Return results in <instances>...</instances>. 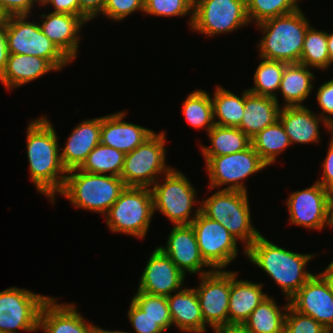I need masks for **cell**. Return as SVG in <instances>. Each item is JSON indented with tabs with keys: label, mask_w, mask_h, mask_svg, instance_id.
Segmentation results:
<instances>
[{
	"label": "cell",
	"mask_w": 333,
	"mask_h": 333,
	"mask_svg": "<svg viewBox=\"0 0 333 333\" xmlns=\"http://www.w3.org/2000/svg\"><path fill=\"white\" fill-rule=\"evenodd\" d=\"M47 116L31 120L27 127V157L30 179L37 191L55 202L63 189L67 170L64 168L58 137Z\"/></svg>",
	"instance_id": "cell-1"
},
{
	"label": "cell",
	"mask_w": 333,
	"mask_h": 333,
	"mask_svg": "<svg viewBox=\"0 0 333 333\" xmlns=\"http://www.w3.org/2000/svg\"><path fill=\"white\" fill-rule=\"evenodd\" d=\"M327 48L330 58V65L333 63V33H327Z\"/></svg>",
	"instance_id": "cell-52"
},
{
	"label": "cell",
	"mask_w": 333,
	"mask_h": 333,
	"mask_svg": "<svg viewBox=\"0 0 333 333\" xmlns=\"http://www.w3.org/2000/svg\"><path fill=\"white\" fill-rule=\"evenodd\" d=\"M125 153L99 143L87 156L79 170L120 177L125 160Z\"/></svg>",
	"instance_id": "cell-33"
},
{
	"label": "cell",
	"mask_w": 333,
	"mask_h": 333,
	"mask_svg": "<svg viewBox=\"0 0 333 333\" xmlns=\"http://www.w3.org/2000/svg\"><path fill=\"white\" fill-rule=\"evenodd\" d=\"M157 180L151 188L154 213L161 212L174 226L190 225L200 212V206L192 214L194 204L198 205L196 189L188 178L177 169L172 168L163 178Z\"/></svg>",
	"instance_id": "cell-7"
},
{
	"label": "cell",
	"mask_w": 333,
	"mask_h": 333,
	"mask_svg": "<svg viewBox=\"0 0 333 333\" xmlns=\"http://www.w3.org/2000/svg\"><path fill=\"white\" fill-rule=\"evenodd\" d=\"M165 132H154L141 145L125 155L120 177L127 187L151 188L158 177L172 169L165 161Z\"/></svg>",
	"instance_id": "cell-8"
},
{
	"label": "cell",
	"mask_w": 333,
	"mask_h": 333,
	"mask_svg": "<svg viewBox=\"0 0 333 333\" xmlns=\"http://www.w3.org/2000/svg\"><path fill=\"white\" fill-rule=\"evenodd\" d=\"M96 333H129V332H127V331H118V330L110 331V330L99 328Z\"/></svg>",
	"instance_id": "cell-53"
},
{
	"label": "cell",
	"mask_w": 333,
	"mask_h": 333,
	"mask_svg": "<svg viewBox=\"0 0 333 333\" xmlns=\"http://www.w3.org/2000/svg\"><path fill=\"white\" fill-rule=\"evenodd\" d=\"M131 300L165 331L173 325L167 297L137 291Z\"/></svg>",
	"instance_id": "cell-38"
},
{
	"label": "cell",
	"mask_w": 333,
	"mask_h": 333,
	"mask_svg": "<svg viewBox=\"0 0 333 333\" xmlns=\"http://www.w3.org/2000/svg\"><path fill=\"white\" fill-rule=\"evenodd\" d=\"M205 162L209 175V190L227 184L229 186L223 190L247 192L244 179L268 167L252 145L237 153L205 159Z\"/></svg>",
	"instance_id": "cell-12"
},
{
	"label": "cell",
	"mask_w": 333,
	"mask_h": 333,
	"mask_svg": "<svg viewBox=\"0 0 333 333\" xmlns=\"http://www.w3.org/2000/svg\"><path fill=\"white\" fill-rule=\"evenodd\" d=\"M313 81L315 75L307 66L300 63L287 64L279 88L285 101L281 107L304 106L303 102L313 90Z\"/></svg>",
	"instance_id": "cell-28"
},
{
	"label": "cell",
	"mask_w": 333,
	"mask_h": 333,
	"mask_svg": "<svg viewBox=\"0 0 333 333\" xmlns=\"http://www.w3.org/2000/svg\"><path fill=\"white\" fill-rule=\"evenodd\" d=\"M263 31L258 43L260 58L287 64L300 63L307 29L311 26L301 8L256 25Z\"/></svg>",
	"instance_id": "cell-3"
},
{
	"label": "cell",
	"mask_w": 333,
	"mask_h": 333,
	"mask_svg": "<svg viewBox=\"0 0 333 333\" xmlns=\"http://www.w3.org/2000/svg\"><path fill=\"white\" fill-rule=\"evenodd\" d=\"M106 0H79L80 17L87 23L104 10Z\"/></svg>",
	"instance_id": "cell-46"
},
{
	"label": "cell",
	"mask_w": 333,
	"mask_h": 333,
	"mask_svg": "<svg viewBox=\"0 0 333 333\" xmlns=\"http://www.w3.org/2000/svg\"><path fill=\"white\" fill-rule=\"evenodd\" d=\"M327 284L329 290L333 293V267L329 264L324 271L318 274Z\"/></svg>",
	"instance_id": "cell-51"
},
{
	"label": "cell",
	"mask_w": 333,
	"mask_h": 333,
	"mask_svg": "<svg viewBox=\"0 0 333 333\" xmlns=\"http://www.w3.org/2000/svg\"><path fill=\"white\" fill-rule=\"evenodd\" d=\"M208 136L210 147L199 145L204 159L237 153L251 145V139L238 127L214 125L208 132Z\"/></svg>",
	"instance_id": "cell-29"
},
{
	"label": "cell",
	"mask_w": 333,
	"mask_h": 333,
	"mask_svg": "<svg viewBox=\"0 0 333 333\" xmlns=\"http://www.w3.org/2000/svg\"><path fill=\"white\" fill-rule=\"evenodd\" d=\"M237 276L238 272L231 271L228 324H243L253 310L268 297L262 292V283L238 280Z\"/></svg>",
	"instance_id": "cell-25"
},
{
	"label": "cell",
	"mask_w": 333,
	"mask_h": 333,
	"mask_svg": "<svg viewBox=\"0 0 333 333\" xmlns=\"http://www.w3.org/2000/svg\"><path fill=\"white\" fill-rule=\"evenodd\" d=\"M248 24L246 0H194L191 29L195 33L213 37Z\"/></svg>",
	"instance_id": "cell-10"
},
{
	"label": "cell",
	"mask_w": 333,
	"mask_h": 333,
	"mask_svg": "<svg viewBox=\"0 0 333 333\" xmlns=\"http://www.w3.org/2000/svg\"><path fill=\"white\" fill-rule=\"evenodd\" d=\"M246 257L281 287L286 301L313 276L305 267L314 254L286 250L262 234L246 249Z\"/></svg>",
	"instance_id": "cell-2"
},
{
	"label": "cell",
	"mask_w": 333,
	"mask_h": 333,
	"mask_svg": "<svg viewBox=\"0 0 333 333\" xmlns=\"http://www.w3.org/2000/svg\"><path fill=\"white\" fill-rule=\"evenodd\" d=\"M101 117L86 119L79 123L69 135L60 152L61 161L67 171L79 169L89 153L100 143Z\"/></svg>",
	"instance_id": "cell-22"
},
{
	"label": "cell",
	"mask_w": 333,
	"mask_h": 333,
	"mask_svg": "<svg viewBox=\"0 0 333 333\" xmlns=\"http://www.w3.org/2000/svg\"><path fill=\"white\" fill-rule=\"evenodd\" d=\"M333 227V189L329 190L326 202V222L325 226Z\"/></svg>",
	"instance_id": "cell-50"
},
{
	"label": "cell",
	"mask_w": 333,
	"mask_h": 333,
	"mask_svg": "<svg viewBox=\"0 0 333 333\" xmlns=\"http://www.w3.org/2000/svg\"><path fill=\"white\" fill-rule=\"evenodd\" d=\"M128 319L136 333H163L165 330L150 316L142 311L132 300Z\"/></svg>",
	"instance_id": "cell-42"
},
{
	"label": "cell",
	"mask_w": 333,
	"mask_h": 333,
	"mask_svg": "<svg viewBox=\"0 0 333 333\" xmlns=\"http://www.w3.org/2000/svg\"><path fill=\"white\" fill-rule=\"evenodd\" d=\"M35 3V0H0V16H29Z\"/></svg>",
	"instance_id": "cell-44"
},
{
	"label": "cell",
	"mask_w": 333,
	"mask_h": 333,
	"mask_svg": "<svg viewBox=\"0 0 333 333\" xmlns=\"http://www.w3.org/2000/svg\"><path fill=\"white\" fill-rule=\"evenodd\" d=\"M172 323L183 332L205 333L206 325L194 288H182L167 297Z\"/></svg>",
	"instance_id": "cell-24"
},
{
	"label": "cell",
	"mask_w": 333,
	"mask_h": 333,
	"mask_svg": "<svg viewBox=\"0 0 333 333\" xmlns=\"http://www.w3.org/2000/svg\"><path fill=\"white\" fill-rule=\"evenodd\" d=\"M289 300L282 308L268 296L243 323L252 333H283ZM283 310V311H282ZM284 312V313H283Z\"/></svg>",
	"instance_id": "cell-30"
},
{
	"label": "cell",
	"mask_w": 333,
	"mask_h": 333,
	"mask_svg": "<svg viewBox=\"0 0 333 333\" xmlns=\"http://www.w3.org/2000/svg\"><path fill=\"white\" fill-rule=\"evenodd\" d=\"M125 111L101 117L100 143L127 154L141 145L153 130L123 121Z\"/></svg>",
	"instance_id": "cell-20"
},
{
	"label": "cell",
	"mask_w": 333,
	"mask_h": 333,
	"mask_svg": "<svg viewBox=\"0 0 333 333\" xmlns=\"http://www.w3.org/2000/svg\"><path fill=\"white\" fill-rule=\"evenodd\" d=\"M125 188L121 177L73 169L67 171L63 189L59 194L78 209L105 215Z\"/></svg>",
	"instance_id": "cell-4"
},
{
	"label": "cell",
	"mask_w": 333,
	"mask_h": 333,
	"mask_svg": "<svg viewBox=\"0 0 333 333\" xmlns=\"http://www.w3.org/2000/svg\"><path fill=\"white\" fill-rule=\"evenodd\" d=\"M214 333H252L244 324H228L220 327Z\"/></svg>",
	"instance_id": "cell-49"
},
{
	"label": "cell",
	"mask_w": 333,
	"mask_h": 333,
	"mask_svg": "<svg viewBox=\"0 0 333 333\" xmlns=\"http://www.w3.org/2000/svg\"><path fill=\"white\" fill-rule=\"evenodd\" d=\"M194 0H144V12L150 16L177 17L190 15L189 25L193 22Z\"/></svg>",
	"instance_id": "cell-39"
},
{
	"label": "cell",
	"mask_w": 333,
	"mask_h": 333,
	"mask_svg": "<svg viewBox=\"0 0 333 333\" xmlns=\"http://www.w3.org/2000/svg\"><path fill=\"white\" fill-rule=\"evenodd\" d=\"M46 1L47 0H35L36 5H38L37 3H39L40 6L44 5Z\"/></svg>",
	"instance_id": "cell-54"
},
{
	"label": "cell",
	"mask_w": 333,
	"mask_h": 333,
	"mask_svg": "<svg viewBox=\"0 0 333 333\" xmlns=\"http://www.w3.org/2000/svg\"><path fill=\"white\" fill-rule=\"evenodd\" d=\"M326 328L312 317L303 315L290 305L287 309L283 333H325Z\"/></svg>",
	"instance_id": "cell-40"
},
{
	"label": "cell",
	"mask_w": 333,
	"mask_h": 333,
	"mask_svg": "<svg viewBox=\"0 0 333 333\" xmlns=\"http://www.w3.org/2000/svg\"><path fill=\"white\" fill-rule=\"evenodd\" d=\"M45 19V20H44ZM86 22L76 15L66 13L41 14L42 32L72 61L77 57L80 30Z\"/></svg>",
	"instance_id": "cell-21"
},
{
	"label": "cell",
	"mask_w": 333,
	"mask_h": 333,
	"mask_svg": "<svg viewBox=\"0 0 333 333\" xmlns=\"http://www.w3.org/2000/svg\"><path fill=\"white\" fill-rule=\"evenodd\" d=\"M186 276L189 274L205 275L213 271L204 270L210 266L202 258L196 235L191 225L174 226L168 235L166 247L158 246Z\"/></svg>",
	"instance_id": "cell-18"
},
{
	"label": "cell",
	"mask_w": 333,
	"mask_h": 333,
	"mask_svg": "<svg viewBox=\"0 0 333 333\" xmlns=\"http://www.w3.org/2000/svg\"><path fill=\"white\" fill-rule=\"evenodd\" d=\"M50 71L57 70L46 59L27 54H9L6 68L0 76V82L7 90H13Z\"/></svg>",
	"instance_id": "cell-27"
},
{
	"label": "cell",
	"mask_w": 333,
	"mask_h": 333,
	"mask_svg": "<svg viewBox=\"0 0 333 333\" xmlns=\"http://www.w3.org/2000/svg\"><path fill=\"white\" fill-rule=\"evenodd\" d=\"M8 57L6 18H2L0 20V76L6 68Z\"/></svg>",
	"instance_id": "cell-48"
},
{
	"label": "cell",
	"mask_w": 333,
	"mask_h": 333,
	"mask_svg": "<svg viewBox=\"0 0 333 333\" xmlns=\"http://www.w3.org/2000/svg\"><path fill=\"white\" fill-rule=\"evenodd\" d=\"M47 4L53 6V13H66L80 16L79 0H47L43 7Z\"/></svg>",
	"instance_id": "cell-47"
},
{
	"label": "cell",
	"mask_w": 333,
	"mask_h": 333,
	"mask_svg": "<svg viewBox=\"0 0 333 333\" xmlns=\"http://www.w3.org/2000/svg\"><path fill=\"white\" fill-rule=\"evenodd\" d=\"M289 302L297 312L312 317L326 329H333V293L318 274H314Z\"/></svg>",
	"instance_id": "cell-17"
},
{
	"label": "cell",
	"mask_w": 333,
	"mask_h": 333,
	"mask_svg": "<svg viewBox=\"0 0 333 333\" xmlns=\"http://www.w3.org/2000/svg\"><path fill=\"white\" fill-rule=\"evenodd\" d=\"M299 0H246L247 16L250 23L291 14L299 9Z\"/></svg>",
	"instance_id": "cell-37"
},
{
	"label": "cell",
	"mask_w": 333,
	"mask_h": 333,
	"mask_svg": "<svg viewBox=\"0 0 333 333\" xmlns=\"http://www.w3.org/2000/svg\"><path fill=\"white\" fill-rule=\"evenodd\" d=\"M213 95L211 100L214 124L223 127H238L245 111V90L240 97L217 85Z\"/></svg>",
	"instance_id": "cell-31"
},
{
	"label": "cell",
	"mask_w": 333,
	"mask_h": 333,
	"mask_svg": "<svg viewBox=\"0 0 333 333\" xmlns=\"http://www.w3.org/2000/svg\"><path fill=\"white\" fill-rule=\"evenodd\" d=\"M279 121L284 127L291 144L320 142V122L331 132V126L307 106L281 107Z\"/></svg>",
	"instance_id": "cell-23"
},
{
	"label": "cell",
	"mask_w": 333,
	"mask_h": 333,
	"mask_svg": "<svg viewBox=\"0 0 333 333\" xmlns=\"http://www.w3.org/2000/svg\"><path fill=\"white\" fill-rule=\"evenodd\" d=\"M136 10L144 13V0H106L103 16L114 21H122Z\"/></svg>",
	"instance_id": "cell-41"
},
{
	"label": "cell",
	"mask_w": 333,
	"mask_h": 333,
	"mask_svg": "<svg viewBox=\"0 0 333 333\" xmlns=\"http://www.w3.org/2000/svg\"><path fill=\"white\" fill-rule=\"evenodd\" d=\"M261 60L253 76L254 86L248 91L257 95L273 97L279 104L278 94L275 92L279 91L287 63L263 58Z\"/></svg>",
	"instance_id": "cell-35"
},
{
	"label": "cell",
	"mask_w": 333,
	"mask_h": 333,
	"mask_svg": "<svg viewBox=\"0 0 333 333\" xmlns=\"http://www.w3.org/2000/svg\"><path fill=\"white\" fill-rule=\"evenodd\" d=\"M185 277L175 263L156 247L141 274L137 291L168 297L183 287Z\"/></svg>",
	"instance_id": "cell-16"
},
{
	"label": "cell",
	"mask_w": 333,
	"mask_h": 333,
	"mask_svg": "<svg viewBox=\"0 0 333 333\" xmlns=\"http://www.w3.org/2000/svg\"><path fill=\"white\" fill-rule=\"evenodd\" d=\"M211 96L204 90H195L183 102V115L194 128H205L208 133L214 127Z\"/></svg>",
	"instance_id": "cell-34"
},
{
	"label": "cell",
	"mask_w": 333,
	"mask_h": 333,
	"mask_svg": "<svg viewBox=\"0 0 333 333\" xmlns=\"http://www.w3.org/2000/svg\"><path fill=\"white\" fill-rule=\"evenodd\" d=\"M49 298L14 286L0 291V332L38 331L40 311Z\"/></svg>",
	"instance_id": "cell-11"
},
{
	"label": "cell",
	"mask_w": 333,
	"mask_h": 333,
	"mask_svg": "<svg viewBox=\"0 0 333 333\" xmlns=\"http://www.w3.org/2000/svg\"><path fill=\"white\" fill-rule=\"evenodd\" d=\"M332 133L331 135L333 136V124L331 125V132Z\"/></svg>",
	"instance_id": "cell-56"
},
{
	"label": "cell",
	"mask_w": 333,
	"mask_h": 333,
	"mask_svg": "<svg viewBox=\"0 0 333 333\" xmlns=\"http://www.w3.org/2000/svg\"><path fill=\"white\" fill-rule=\"evenodd\" d=\"M190 225L202 258L213 270H223L237 257L238 240L222 224L199 212Z\"/></svg>",
	"instance_id": "cell-13"
},
{
	"label": "cell",
	"mask_w": 333,
	"mask_h": 333,
	"mask_svg": "<svg viewBox=\"0 0 333 333\" xmlns=\"http://www.w3.org/2000/svg\"><path fill=\"white\" fill-rule=\"evenodd\" d=\"M325 333H333V329H326Z\"/></svg>",
	"instance_id": "cell-55"
},
{
	"label": "cell",
	"mask_w": 333,
	"mask_h": 333,
	"mask_svg": "<svg viewBox=\"0 0 333 333\" xmlns=\"http://www.w3.org/2000/svg\"><path fill=\"white\" fill-rule=\"evenodd\" d=\"M316 99L322 111L318 115L331 126L333 124V78L319 86Z\"/></svg>",
	"instance_id": "cell-43"
},
{
	"label": "cell",
	"mask_w": 333,
	"mask_h": 333,
	"mask_svg": "<svg viewBox=\"0 0 333 333\" xmlns=\"http://www.w3.org/2000/svg\"><path fill=\"white\" fill-rule=\"evenodd\" d=\"M328 192L316 181L306 189L291 193L286 201L289 223L312 230L324 229Z\"/></svg>",
	"instance_id": "cell-15"
},
{
	"label": "cell",
	"mask_w": 333,
	"mask_h": 333,
	"mask_svg": "<svg viewBox=\"0 0 333 333\" xmlns=\"http://www.w3.org/2000/svg\"><path fill=\"white\" fill-rule=\"evenodd\" d=\"M330 136L331 139L329 141L328 153L322 164L323 175L322 178L317 180V182L327 190L333 189V136Z\"/></svg>",
	"instance_id": "cell-45"
},
{
	"label": "cell",
	"mask_w": 333,
	"mask_h": 333,
	"mask_svg": "<svg viewBox=\"0 0 333 333\" xmlns=\"http://www.w3.org/2000/svg\"><path fill=\"white\" fill-rule=\"evenodd\" d=\"M247 192L220 189L201 201L200 212L222 224L246 249L261 235L252 225Z\"/></svg>",
	"instance_id": "cell-5"
},
{
	"label": "cell",
	"mask_w": 333,
	"mask_h": 333,
	"mask_svg": "<svg viewBox=\"0 0 333 333\" xmlns=\"http://www.w3.org/2000/svg\"><path fill=\"white\" fill-rule=\"evenodd\" d=\"M300 64L308 68L328 70L330 58L327 48V32L320 31L314 26H310L307 29Z\"/></svg>",
	"instance_id": "cell-36"
},
{
	"label": "cell",
	"mask_w": 333,
	"mask_h": 333,
	"mask_svg": "<svg viewBox=\"0 0 333 333\" xmlns=\"http://www.w3.org/2000/svg\"><path fill=\"white\" fill-rule=\"evenodd\" d=\"M29 16L6 17L9 54L33 55L46 59L57 71L72 61L41 30L39 23L27 21Z\"/></svg>",
	"instance_id": "cell-9"
},
{
	"label": "cell",
	"mask_w": 333,
	"mask_h": 333,
	"mask_svg": "<svg viewBox=\"0 0 333 333\" xmlns=\"http://www.w3.org/2000/svg\"><path fill=\"white\" fill-rule=\"evenodd\" d=\"M245 111L238 128L250 139L279 120L280 106L273 97L257 95L245 90Z\"/></svg>",
	"instance_id": "cell-26"
},
{
	"label": "cell",
	"mask_w": 333,
	"mask_h": 333,
	"mask_svg": "<svg viewBox=\"0 0 333 333\" xmlns=\"http://www.w3.org/2000/svg\"><path fill=\"white\" fill-rule=\"evenodd\" d=\"M251 145L261 160L270 166L277 160L278 155L291 145V142L278 120L252 137Z\"/></svg>",
	"instance_id": "cell-32"
},
{
	"label": "cell",
	"mask_w": 333,
	"mask_h": 333,
	"mask_svg": "<svg viewBox=\"0 0 333 333\" xmlns=\"http://www.w3.org/2000/svg\"><path fill=\"white\" fill-rule=\"evenodd\" d=\"M57 299L50 297L42 306L38 329L44 333H96L100 328L86 321L74 303L58 304Z\"/></svg>",
	"instance_id": "cell-19"
},
{
	"label": "cell",
	"mask_w": 333,
	"mask_h": 333,
	"mask_svg": "<svg viewBox=\"0 0 333 333\" xmlns=\"http://www.w3.org/2000/svg\"><path fill=\"white\" fill-rule=\"evenodd\" d=\"M201 281L195 291L205 325L213 331L228 325V307L231 290V271L213 270L198 276Z\"/></svg>",
	"instance_id": "cell-14"
},
{
	"label": "cell",
	"mask_w": 333,
	"mask_h": 333,
	"mask_svg": "<svg viewBox=\"0 0 333 333\" xmlns=\"http://www.w3.org/2000/svg\"><path fill=\"white\" fill-rule=\"evenodd\" d=\"M154 214L151 188L127 187L104 215L111 232L143 240Z\"/></svg>",
	"instance_id": "cell-6"
}]
</instances>
